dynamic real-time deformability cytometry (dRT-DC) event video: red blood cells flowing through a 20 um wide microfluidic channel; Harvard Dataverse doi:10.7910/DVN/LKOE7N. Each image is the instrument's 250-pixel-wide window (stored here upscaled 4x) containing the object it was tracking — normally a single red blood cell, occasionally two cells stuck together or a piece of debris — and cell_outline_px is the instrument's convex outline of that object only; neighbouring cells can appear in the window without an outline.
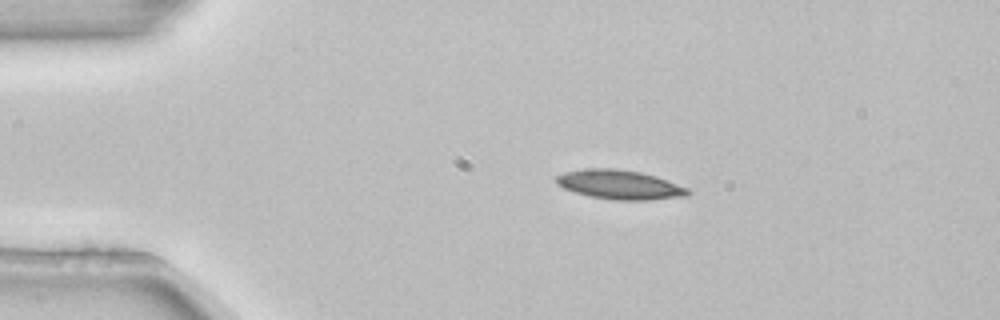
{"species": "common noctule bat (a hibernating species)", "species_latin": "Nyctalus noctula", "temperature_condition": "room temperature", "stored_images_in_passage": 4, "segment_of_instrument_passage": [1, 2], "camera_frame_rate_fps": 3000, "um_per_image_px": 0.085, "animal": {"sex": "female", "body_mass_g": 22.7, "forearm_length_mm": 54.2}, "frame": {"image": 1, "passage_image": 2, "time_ms": 0.333, "image_size_px": [1000, 320], "cell_outline_px": [[692, 192], [688, 196], [648, 200], [612, 200], [588, 196], [564, 188], [556, 184], [556, 176], [564, 172], [584, 168], [616, 168], [640, 172], [656, 176], [688, 188]], "centroid_in_image_um": [52.68, 15.69], "position_along_channel_um": 32.3, "area_um2": 22.6}}